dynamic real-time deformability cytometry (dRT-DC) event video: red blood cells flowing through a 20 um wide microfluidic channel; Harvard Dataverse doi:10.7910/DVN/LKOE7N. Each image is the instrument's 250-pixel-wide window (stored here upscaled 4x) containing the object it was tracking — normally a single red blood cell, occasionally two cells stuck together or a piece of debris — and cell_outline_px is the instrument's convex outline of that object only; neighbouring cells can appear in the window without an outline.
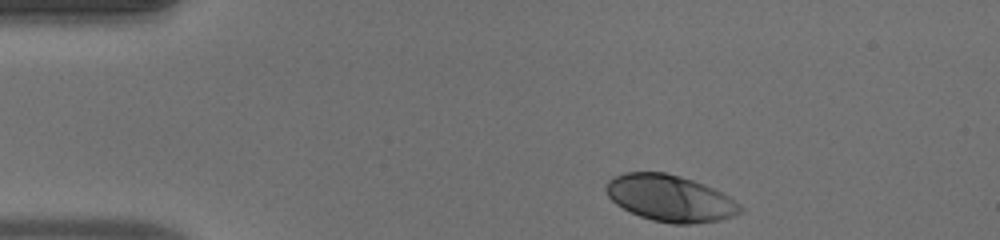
{"species": "human", "species_latin": "Homo sapiens", "temperature_condition": "warm", "stored_images_in_passage": 38, "camera_frame_rate_fps": 3000, "um_per_image_px": 0.085, "donor": {"sex": "male"}, "frame": {"image": 1, "passage_image": 1, "time_ms": 0.0, "image_size_px": [1000, 240], "cell_outline_px": [[744, 208], [740, 212], [732, 216], [720, 220], [692, 224], [672, 224], [652, 220], [640, 216], [616, 204], [608, 196], [604, 188], [608, 180], [612, 176], [624, 172], [664, 172], [680, 176], [704, 184], [728, 196], [740, 204]], "centroid_in_image_um": [56.93, 16.84], "position_along_channel_um": 28.1, "area_um2": 36.3}}
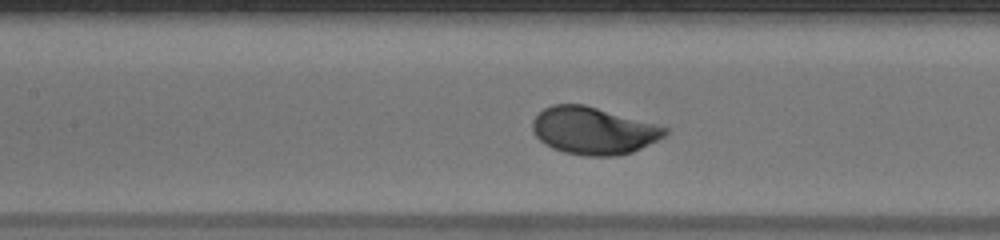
{"frame": {"image": 2, "passage_image": 16, "time_ms": 5.0, "image_size_px": [1000, 240], "cell_outline_px": [[668, 132], [664, 136], [632, 152], [616, 156], [584, 156], [564, 152], [552, 148], [544, 144], [532, 132], [532, 120], [544, 108], [552, 104], [584, 104], [656, 124], [668, 128]], "centroid_in_image_um": [50.4, 11.11], "position_along_channel_um": 157.0, "area_um2": 36.41}}
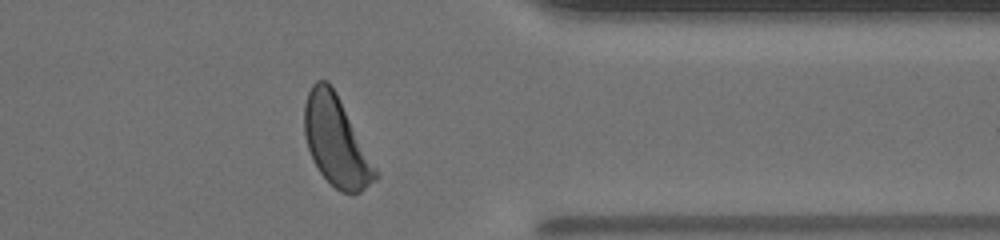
{"frame": {"image": 3, "passage_image": 34, "time_ms": 11.0, "image_size_px": [1000, 240], "cell_outline_px": [[380, 176], [376, 180], [360, 192], [352, 196], [340, 192], [320, 172], [312, 160], [304, 136], [304, 104], [308, 92], [312, 84], [316, 80], [328, 80], [336, 92], [376, 168]], "centroid_in_image_um": [28.56, 12.03], "position_along_channel_um": 382.8, "area_um2": 36.93}, "authors_computed_cell_mechanics": {"area_um2": 35.9516, "velocity_mm_per_s": 3.9281, "shape_relaxation_time_tau1_ms": 1.7888, "shape_relaxation_time_tau2_ms": null, "deformation_change_tau1": 0.1563, "deformation_change_tau2": null}}